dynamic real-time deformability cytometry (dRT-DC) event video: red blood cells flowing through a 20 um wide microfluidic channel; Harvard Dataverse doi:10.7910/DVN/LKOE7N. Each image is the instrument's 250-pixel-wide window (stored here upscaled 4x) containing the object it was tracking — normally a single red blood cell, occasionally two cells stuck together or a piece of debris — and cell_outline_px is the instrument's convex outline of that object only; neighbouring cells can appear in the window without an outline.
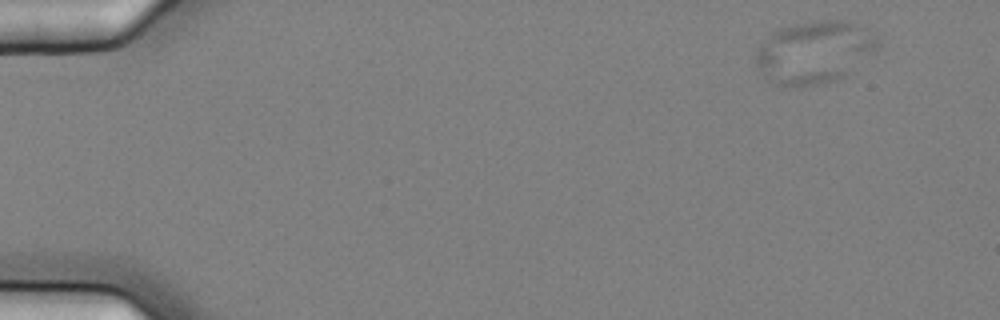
{"species": "common noctule bat (a hibernating species)", "species_latin": "Nyctalus noctula", "temperature_condition": "cold", "stored_images_in_passage": 7, "camera_frame_rate_fps": 3000, "um_per_image_px": 0.085, "animal": {"sex": "female", "body_mass_g": 25.1}, "frame": {"image": 1, "passage_image": 2, "time_ms": 0.333, "image_size_px": [1000, 320], "cell_outline_px": [[880, 44], [876, 52], [844, 76], [836, 80], [820, 84], [788, 88], [780, 88], [764, 76], [756, 64], [756, 48], [776, 28], [812, 20], [848, 20], [880, 32]], "centroid_in_image_um": [69.27, 4.41], "position_along_channel_um": 15.7, "area_um2": 45.72}}
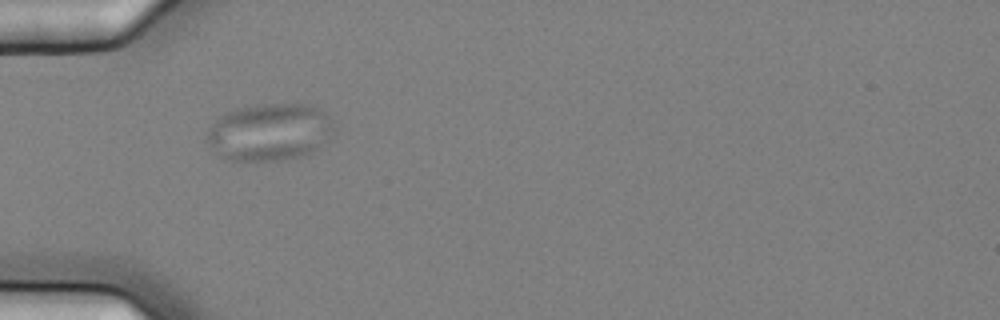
{"frame": {"image": 2, "passage_image": 6, "time_ms": 1.667, "image_size_px": [1000, 320], "cell_outline_px": [[332, 128], [328, 140], [312, 152], [300, 156], [280, 160], [232, 160], [220, 156], [204, 140], [212, 124], [220, 116], [236, 108], [260, 104], [308, 104], [324, 112]], "centroid_in_image_um": [22.86, 11.22], "position_along_channel_um": 62.1, "area_um2": 41.85}}
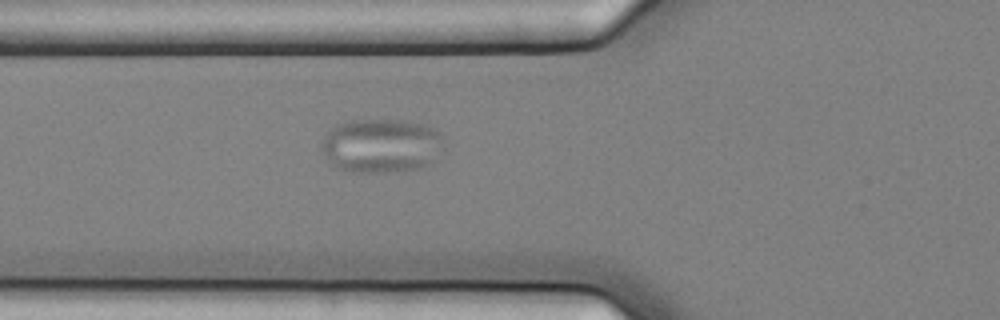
{"frame": {"image": 3, "passage_image": 7, "time_ms": 2.0, "image_size_px": [1000, 320], "cell_outline_px": [[440, 140], [436, 160], [416, 168], [384, 172], [352, 172], [336, 168], [324, 156], [320, 148], [320, 144], [324, 136], [336, 124], [352, 120], [400, 120], [420, 124], [432, 128], [440, 136]], "centroid_in_image_um": [32.29, 12.38], "position_along_channel_um": 93.5, "area_um2": 37.97}}